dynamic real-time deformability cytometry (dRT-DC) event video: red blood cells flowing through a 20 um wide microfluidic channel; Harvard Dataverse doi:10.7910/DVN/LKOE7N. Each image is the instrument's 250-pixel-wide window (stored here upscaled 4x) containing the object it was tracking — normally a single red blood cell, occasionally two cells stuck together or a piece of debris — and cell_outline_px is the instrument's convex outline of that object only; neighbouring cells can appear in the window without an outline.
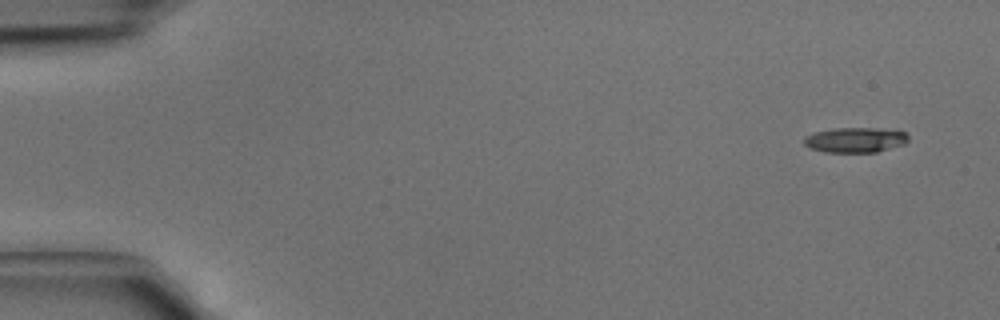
{"species": "common noctule bat (a hibernating species)", "species_latin": "Nyctalus noctula", "temperature_condition": "cold", "stored_images_in_passage": 3, "camera_frame_rate_fps": 3000, "um_per_image_px": 0.085, "animal": {"sex": "male", "body_mass_g": 15.6}, "frame": {"image": 1, "passage_image": 1, "time_ms": 0.0, "image_size_px": [1000, 320], "cell_outline_px": [[908, 140], [904, 144], [876, 152], [824, 152], [808, 148], [804, 144], [804, 136], [816, 132], [832, 128], [876, 128], [904, 132], [908, 136]], "centroid_in_image_um": [72.65, 11.9], "position_along_channel_um": 12.3, "area_um2": 15.2}}
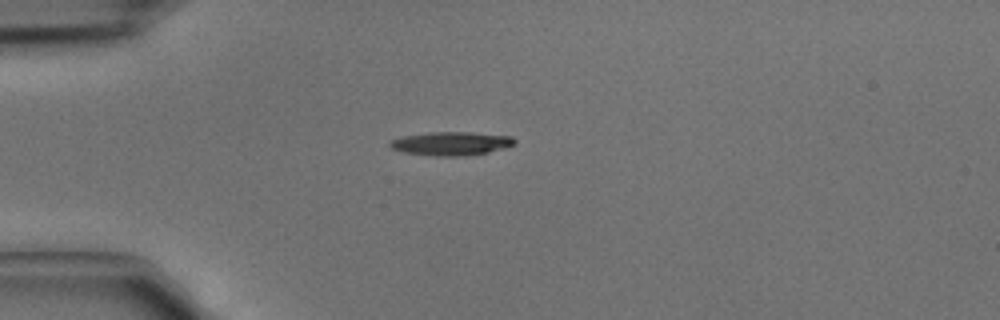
{"frame": {"image": 2, "passage_image": 3, "time_ms": 0.667, "image_size_px": [1000, 320], "cell_outline_px": [[516, 144], [504, 148], [488, 152], [464, 156], [436, 156], [404, 152], [392, 148], [388, 144], [392, 140], [404, 136], [428, 132], [472, 132], [512, 136], [516, 140]], "centroid_in_image_um": [38.39, 12.19], "position_along_channel_um": 46.6, "area_um2": 17.11}}